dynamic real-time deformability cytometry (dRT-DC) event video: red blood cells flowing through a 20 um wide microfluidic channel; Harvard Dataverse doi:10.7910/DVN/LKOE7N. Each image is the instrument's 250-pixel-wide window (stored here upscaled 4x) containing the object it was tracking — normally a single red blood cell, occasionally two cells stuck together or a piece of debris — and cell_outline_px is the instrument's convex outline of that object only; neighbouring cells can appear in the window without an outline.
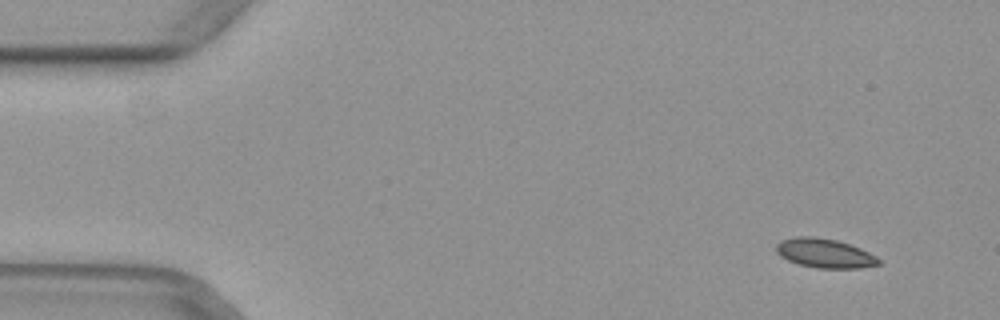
{"species": "common noctule bat (a hibernating species)", "species_latin": "Nyctalus noctula", "temperature_condition": "warm", "stored_images_in_passage": 52, "camera_frame_rate_fps": 3000, "um_per_image_px": 0.085, "animal": {"sex": "female", "body_mass_g": 29.2, "forearm_length_mm": 56.3}, "frame": {"image": 1, "passage_image": 5, "time_ms": 1.333, "image_size_px": [1000, 320], "cell_outline_px": [[880, 264], [860, 268], [816, 268], [800, 264], [788, 260], [780, 256], [776, 252], [776, 244], [780, 240], [796, 236], [816, 236], [836, 240], [860, 248], [876, 256], [880, 260]], "centroid_in_image_um": [70.07, 21.51], "position_along_channel_um": 14.9, "area_um2": 17.46}}
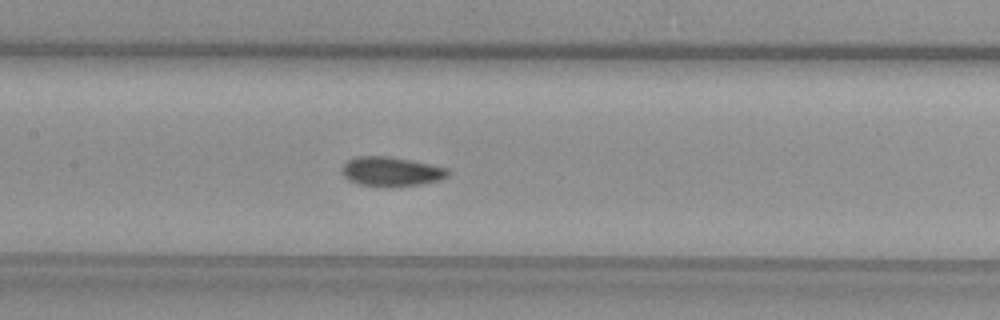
{"frame": {"image": 2, "passage_image": 25, "time_ms": 8.0, "image_size_px": [1000, 320], "cell_outline_px": [[448, 176], [440, 180], [420, 184], [388, 188], [356, 184], [348, 180], [340, 172], [340, 168], [348, 160], [356, 156], [388, 156], [412, 160], [432, 164], [448, 168]], "centroid_in_image_um": [33.22, 14.59], "position_along_channel_um": 174.2, "area_um2": 18.61}}
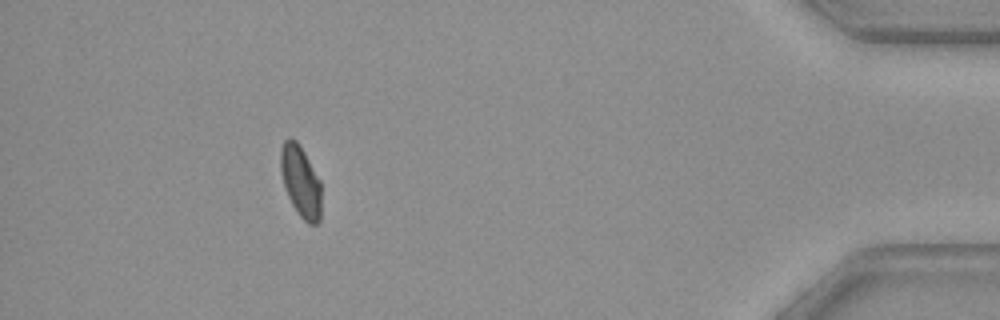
{"frame": {"image": 3, "passage_image": 47, "time_ms": 15.333, "image_size_px": [1000, 320], "cell_outline_px": [[320, 220], [316, 224], [308, 224], [300, 216], [292, 204], [284, 188], [280, 172], [280, 148], [284, 140], [288, 136], [296, 140], [300, 144], [320, 180]], "centroid_in_image_um": [25.52, 15.38], "position_along_channel_um": 409.7, "area_um2": 17.11}}